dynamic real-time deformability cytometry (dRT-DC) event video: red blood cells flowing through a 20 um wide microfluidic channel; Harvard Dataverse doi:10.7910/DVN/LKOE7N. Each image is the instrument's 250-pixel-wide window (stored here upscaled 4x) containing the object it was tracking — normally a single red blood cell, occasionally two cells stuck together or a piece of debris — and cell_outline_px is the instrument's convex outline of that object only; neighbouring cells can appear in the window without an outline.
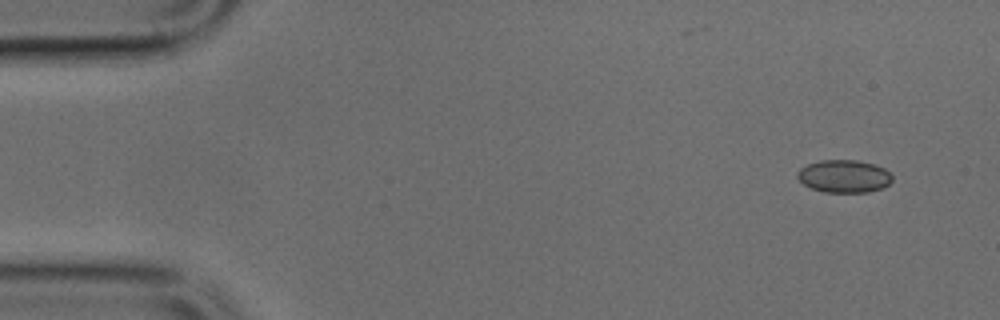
{"species": "common noctule bat (a hibernating species)", "species_latin": "Nyctalus noctula", "temperature_condition": "cold", "stored_images_in_passage": 3, "camera_frame_rate_fps": 3000, "um_per_image_px": 0.085, "animal": {"sex": "male", "body_mass_g": 17.9, "forearm_length_mm": 54.2}, "frame": {"image": 1, "passage_image": 1, "time_ms": 0.0, "image_size_px": [1000, 320], "cell_outline_px": [[892, 180], [888, 184], [880, 188], [868, 192], [824, 192], [812, 188], [804, 184], [796, 176], [796, 172], [800, 168], [808, 164], [820, 160], [856, 160], [876, 164], [884, 168], [892, 176]], "centroid_in_image_um": [71.73, 14.97], "position_along_channel_um": 13.3, "area_um2": 18.03}}